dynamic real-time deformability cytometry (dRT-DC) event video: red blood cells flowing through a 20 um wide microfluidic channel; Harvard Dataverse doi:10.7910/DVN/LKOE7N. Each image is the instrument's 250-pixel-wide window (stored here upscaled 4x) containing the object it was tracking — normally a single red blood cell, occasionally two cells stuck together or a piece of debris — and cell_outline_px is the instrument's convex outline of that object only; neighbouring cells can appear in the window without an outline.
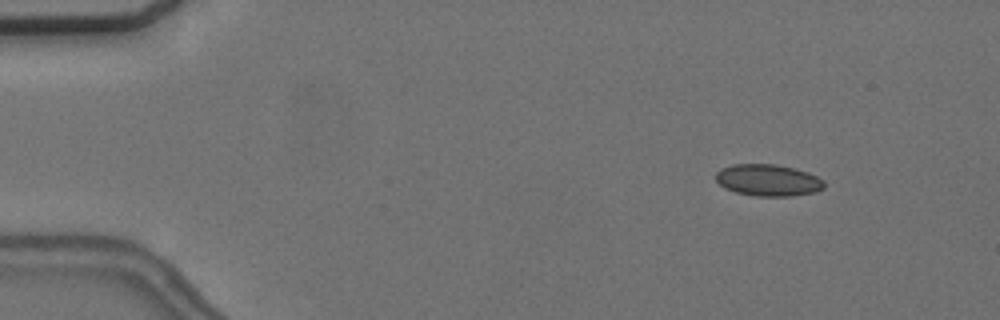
{"species": "common noctule bat (a hibernating species)", "species_latin": "Nyctalus noctula", "temperature_condition": "cold", "stored_images_in_passage": 4, "camera_frame_rate_fps": 3000, "um_per_image_px": 0.085, "animal": {"sex": "female", "body_mass_g": 24.6, "forearm_length_mm": 56.2}, "frame": {"image": 1, "passage_image": 1, "time_ms": 0.0, "image_size_px": [1000, 320], "cell_outline_px": [[824, 188], [816, 192], [792, 196], [756, 196], [736, 192], [724, 188], [716, 180], [716, 172], [720, 168], [732, 164], [776, 164], [808, 172], [824, 180]], "centroid_in_image_um": [65.28, 15.31], "position_along_channel_um": 19.7, "area_um2": 20.11}}
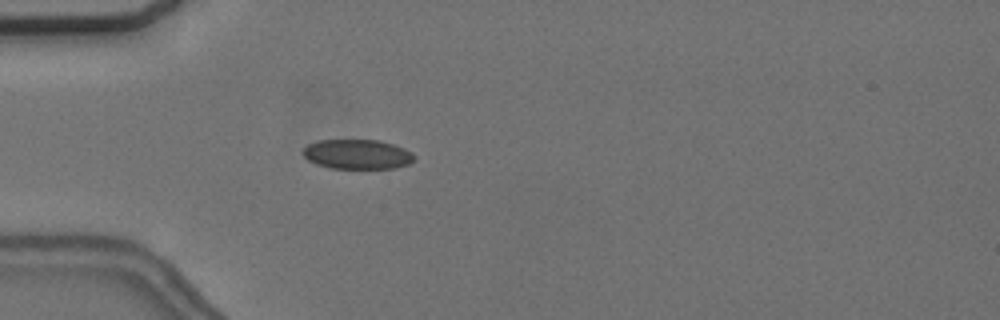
{"frame": {"image": 2, "passage_image": 4, "time_ms": 3.333, "image_size_px": [1000, 320], "cell_outline_px": [[416, 160], [408, 164], [392, 168], [332, 168], [316, 164], [308, 160], [304, 156], [304, 148], [308, 144], [316, 140], [380, 140], [404, 148], [412, 152], [416, 156]], "centroid_in_image_um": [30.4, 13.1], "position_along_channel_um": 54.6, "area_um2": 19.25}}